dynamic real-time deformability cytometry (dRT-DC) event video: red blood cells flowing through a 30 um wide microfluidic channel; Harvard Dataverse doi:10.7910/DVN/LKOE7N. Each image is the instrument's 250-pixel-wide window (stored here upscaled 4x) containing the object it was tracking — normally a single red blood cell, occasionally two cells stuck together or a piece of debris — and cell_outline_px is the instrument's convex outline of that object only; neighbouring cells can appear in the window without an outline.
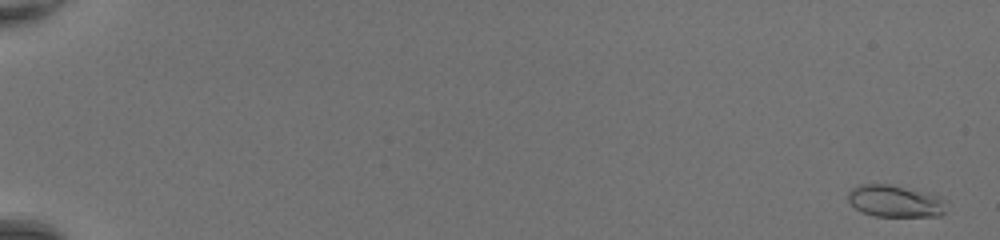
{"species": "common noctule bat (a hibernating species)", "species_latin": "Nyctalus noctula", "temperature_condition": "room temperature", "stored_images_in_passage": 50, "camera_frame_rate_fps": 3000, "um_per_image_px": 0.085, "animal": {"sex": "female", "body_mass_g": 20.0, "forearm_length_mm": 54.0}, "frame": {"image": 1, "passage_image": 2, "time_ms": 0.333, "image_size_px": [1000, 240], "cell_outline_px": [[948, 200], [944, 212], [940, 216], [876, 216], [864, 212], [856, 208], [848, 200], [848, 192], [852, 188], [860, 184], [892, 184], [928, 192]], "centroid_in_image_um": [76.13, 17.08], "position_along_channel_um": 8.9, "area_um2": 18.5}}
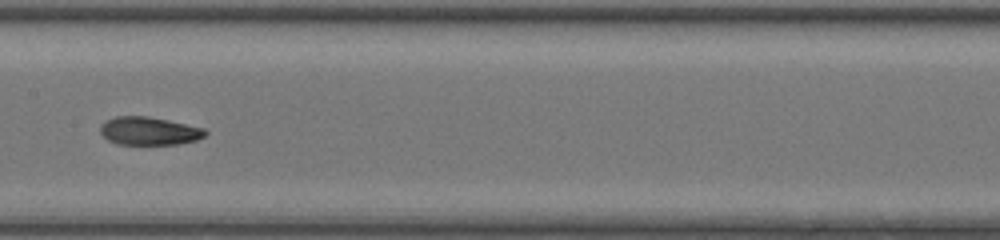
{"frame": {"image": 2, "passage_image": 29, "time_ms": 9.333, "image_size_px": [1000, 240], "cell_outline_px": [[208, 132], [204, 136], [196, 140], [176, 144], [116, 144], [108, 140], [100, 132], [100, 124], [104, 120], [116, 116], [148, 116], [168, 120], [204, 128]], "centroid_in_image_um": [12.64, 11.12], "position_along_channel_um": 194.8, "area_um2": 17.22}}
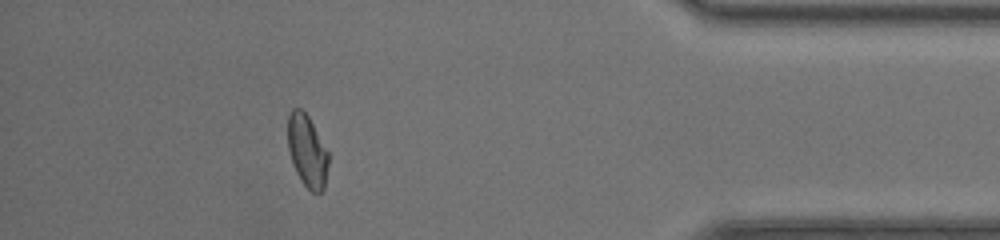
{"frame": {"image": 3, "passage_image": 46, "time_ms": 15.0, "image_size_px": [1000, 240], "cell_outline_px": [[328, 164], [324, 188], [320, 192], [312, 192], [300, 180], [292, 164], [288, 148], [288, 116], [292, 108], [300, 108], [308, 116], [328, 152]], "centroid_in_image_um": [26.09, 12.83], "position_along_channel_um": 409.1, "area_um2": 16.94}, "authors_computed_cell_mechanics": {"area_um2": 17.3111, "velocity_mm_per_s": 4.4161, "shape_relaxation_time_tau1_ms": 9.0198, "shape_relaxation_time_tau2_ms": 1.6232, "deformation_change_tau1": 0.2877, "deformation_change_tau2": 0.0655}}